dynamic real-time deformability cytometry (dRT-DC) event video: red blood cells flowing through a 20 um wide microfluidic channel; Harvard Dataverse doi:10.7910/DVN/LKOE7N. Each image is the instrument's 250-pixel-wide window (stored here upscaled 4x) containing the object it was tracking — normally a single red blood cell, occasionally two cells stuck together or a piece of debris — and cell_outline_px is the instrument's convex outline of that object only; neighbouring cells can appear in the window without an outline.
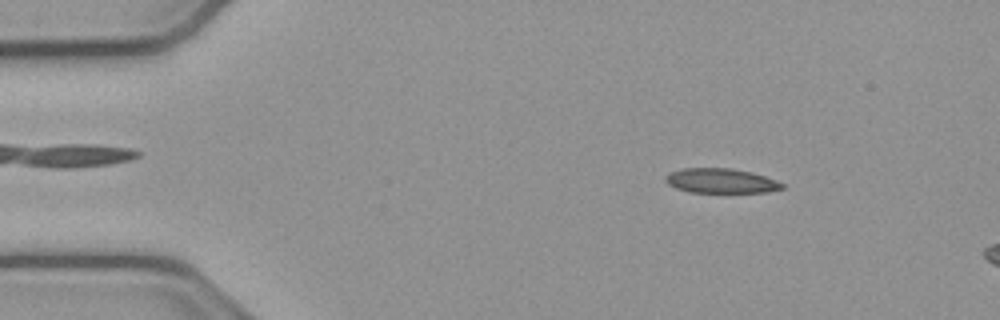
{"species": "common noctule bat (a hibernating species)", "species_latin": "Nyctalus noctula", "temperature_condition": "cold", "stored_images_in_passage": 16, "camera_frame_rate_fps": 3000, "um_per_image_px": 0.085, "animal": {"sex": "male", "body_mass_g": 23.1, "forearm_length_mm": 52.7}, "frame": {"image": 1, "passage_image": 7, "time_ms": 2.0, "image_size_px": [1000, 320], "cell_outline_px": [[784, 188], [768, 192], [688, 192], [676, 188], [668, 184], [664, 180], [664, 176], [668, 172], [680, 168], [732, 168], [752, 172], [776, 180], [784, 184]], "centroid_in_image_um": [61.23, 15.36], "position_along_channel_um": 23.8, "area_um2": 16.94}}